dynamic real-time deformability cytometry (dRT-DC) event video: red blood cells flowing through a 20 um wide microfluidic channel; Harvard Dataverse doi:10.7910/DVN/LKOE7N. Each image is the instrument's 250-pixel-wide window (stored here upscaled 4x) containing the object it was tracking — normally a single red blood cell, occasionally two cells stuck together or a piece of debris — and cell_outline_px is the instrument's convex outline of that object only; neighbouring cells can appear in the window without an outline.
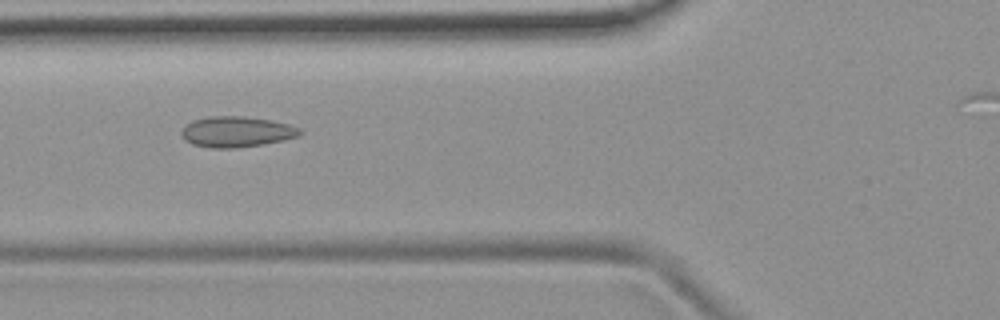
{"species": "common noctule bat (a hibernating species)", "species_latin": "Nyctalus noctula", "temperature_condition": "room temperature", "stored_images_in_passage": 7, "camera_frame_rate_fps": 3000, "um_per_image_px": 0.085, "animal": {"sex": "female", "body_mass_g": 19.9}, "frame": {"image": 1, "passage_image": 5, "time_ms": 1.333, "image_size_px": [1000, 320], "cell_outline_px": [[304, 132], [300, 136], [284, 140], [264, 144], [236, 148], [212, 148], [192, 144], [184, 140], [180, 132], [192, 120], [212, 116], [244, 116], [272, 120], [288, 124], [300, 128]], "centroid_in_image_um": [20.14, 11.2], "position_along_channel_um": 105.7, "area_um2": 21.33}}